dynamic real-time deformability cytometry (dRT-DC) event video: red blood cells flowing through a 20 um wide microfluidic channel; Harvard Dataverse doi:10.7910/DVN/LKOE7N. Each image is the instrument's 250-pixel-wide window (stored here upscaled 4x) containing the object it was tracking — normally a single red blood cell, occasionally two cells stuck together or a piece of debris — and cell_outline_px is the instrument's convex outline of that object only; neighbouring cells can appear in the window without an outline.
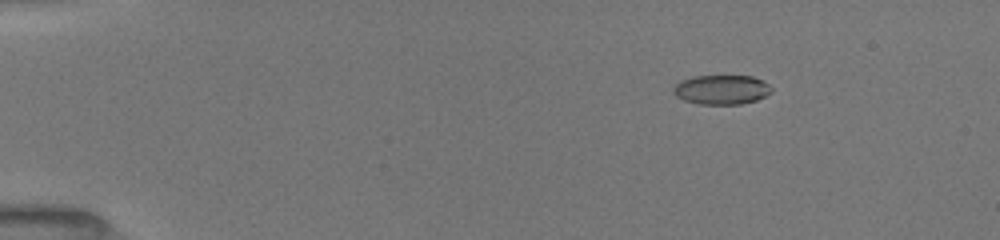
{"species": "common noctule bat (a hibernating species)", "species_latin": "Nyctalus noctula", "temperature_condition": "room temperature", "stored_images_in_passage": 68, "camera_frame_rate_fps": 3000, "um_per_image_px": 0.085, "animal": {"sex": "female", "body_mass_g": 19.5, "forearm_length_mm": 54.1}, "frame": {"image": 1, "passage_image": 10, "time_ms": 2.333, "image_size_px": [1000, 240], "cell_outline_px": [[772, 92], [756, 100], [740, 104], [700, 104], [684, 100], [676, 96], [672, 92], [672, 88], [680, 80], [692, 76], [752, 76], [768, 84], [772, 88]], "centroid_in_image_um": [61.29, 7.62], "position_along_channel_um": 23.7, "area_um2": 16.82}}
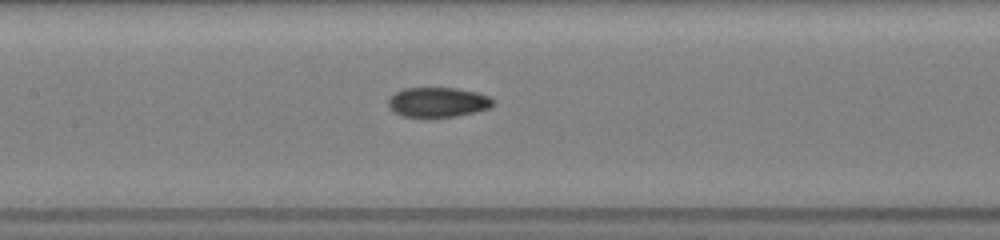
{"frame": {"image": 2, "passage_image": 33, "time_ms": 8.333, "image_size_px": [1000, 240], "cell_outline_px": [[496, 100], [488, 108], [456, 116], [424, 120], [400, 116], [392, 112], [388, 108], [388, 100], [396, 92], [404, 88], [456, 88], [476, 92], [488, 96]], "centroid_in_image_um": [37.14, 8.73], "position_along_channel_um": 170.3, "area_um2": 18.79}}
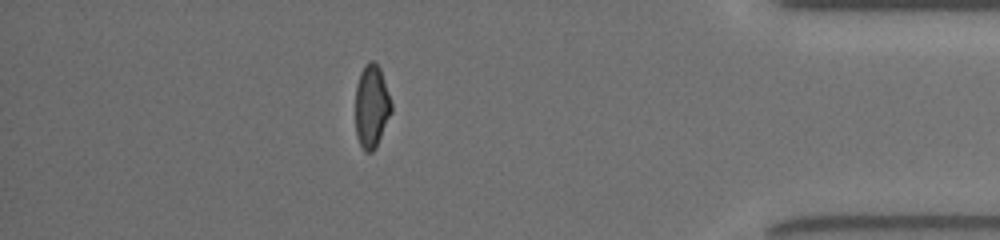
{"frame": {"image": 3, "passage_image": 59, "time_ms": 15.0, "image_size_px": [1000, 240], "cell_outline_px": [[392, 112], [376, 148], [372, 152], [364, 152], [356, 136], [356, 84], [360, 72], [364, 64], [368, 60], [372, 60], [380, 68], [392, 104]], "centroid_in_image_um": [31.58, 9.04], "position_along_channel_um": 403.6, "area_um2": 17.57}, "authors_computed_cell_mechanics": {"area_um2": 17.7446, "velocity_mm_per_s": 4.0219, "shape_relaxation_time_tau1_ms": 10.3796, "shape_relaxation_time_tau2_ms": 1.6337, "deformation_change_tau1": 0.2276, "deformation_change_tau2": 0.06}}